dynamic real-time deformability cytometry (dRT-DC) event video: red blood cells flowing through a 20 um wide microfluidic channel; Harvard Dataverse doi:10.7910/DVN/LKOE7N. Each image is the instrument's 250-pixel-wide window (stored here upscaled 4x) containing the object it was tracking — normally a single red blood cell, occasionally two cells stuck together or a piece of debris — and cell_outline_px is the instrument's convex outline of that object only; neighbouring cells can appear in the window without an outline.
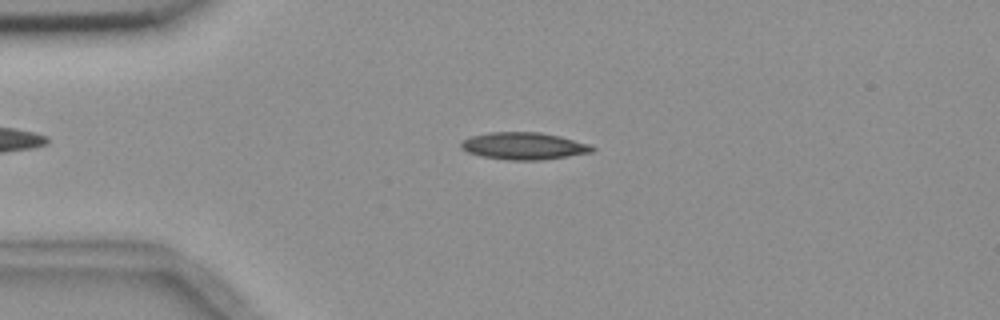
{"species": "common noctule bat (a hibernating species)", "species_latin": "Nyctalus noctula", "temperature_condition": "room temperature", "stored_images_in_passage": 3, "camera_frame_rate_fps": 3000, "um_per_image_px": 0.085, "animal": {"sex": "female", "body_mass_g": 18.4}, "frame": {"image": 1, "passage_image": 3, "time_ms": 3.0, "image_size_px": [1000, 320], "cell_outline_px": [[596, 148], [592, 152], [544, 160], [508, 160], [480, 156], [468, 152], [460, 148], [460, 144], [464, 140], [472, 136], [492, 132], [540, 132], [560, 136], [588, 144]], "centroid_in_image_um": [44.52, 12.41], "position_along_channel_um": 40.5, "area_um2": 20.69}}